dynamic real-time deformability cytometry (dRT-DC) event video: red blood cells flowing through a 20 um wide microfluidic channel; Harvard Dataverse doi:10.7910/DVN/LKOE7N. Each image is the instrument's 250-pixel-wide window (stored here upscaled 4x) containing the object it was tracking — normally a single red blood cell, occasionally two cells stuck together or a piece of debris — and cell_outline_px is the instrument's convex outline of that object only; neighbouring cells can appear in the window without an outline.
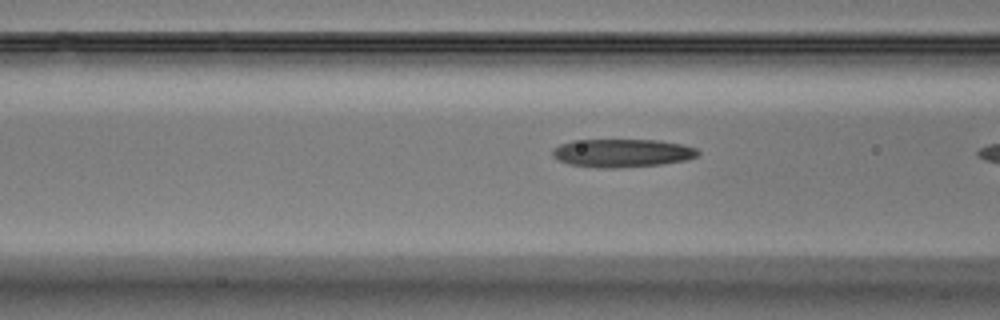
{"species": "Egyptian fruit bat (a non-hibernating species)", "species_latin": "Rousettus aegyptiacus", "temperature_condition": "warm", "stored_images_in_passage": 18, "camera_frame_rate_fps": 3000, "um_per_image_px": 0.085, "animal": {"sex": "male"}, "frame": {"image": 1, "passage_image": 17, "time_ms": 5.333, "image_size_px": [1000, 320], "cell_outline_px": [[700, 152], [696, 156], [688, 160], [660, 164], [612, 168], [600, 168], [572, 164], [560, 160], [552, 156], [552, 148], [560, 144], [572, 140], [656, 140], [684, 144], [696, 148]], "centroid_in_image_um": [52.89, 13.0], "position_along_channel_um": 113.7, "area_um2": 23.81}}